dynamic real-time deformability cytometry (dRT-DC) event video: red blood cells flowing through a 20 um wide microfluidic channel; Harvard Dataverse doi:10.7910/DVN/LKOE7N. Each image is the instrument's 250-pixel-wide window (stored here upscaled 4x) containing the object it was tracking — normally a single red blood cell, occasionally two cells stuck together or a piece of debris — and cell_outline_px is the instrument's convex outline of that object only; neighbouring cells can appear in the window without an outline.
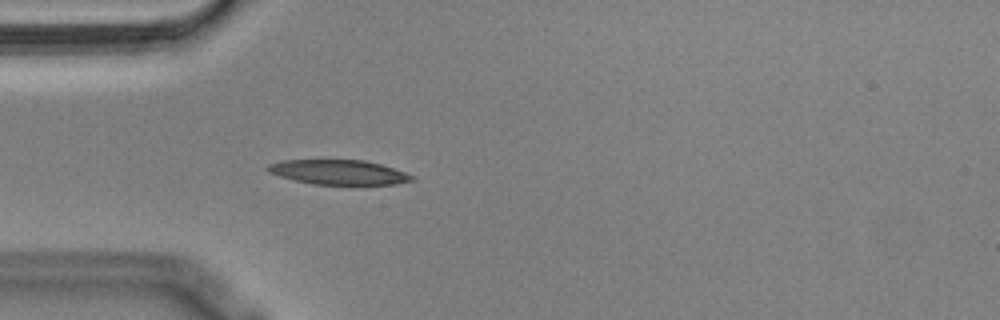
{"species": "Egyptian fruit bat (a non-hibernating species)", "species_latin": "Rousettus aegyptiacus", "temperature_condition": "cold", "stored_images_in_passage": 17, "camera_frame_rate_fps": 3000, "um_per_image_px": 0.085, "animal": {"sex": "male"}, "frame": {"image": 1, "passage_image": 15, "time_ms": 4.667, "image_size_px": [1000, 320], "cell_outline_px": [[416, 180], [396, 184], [312, 184], [280, 176], [268, 172], [264, 168], [268, 164], [280, 160], [364, 160], [380, 164], [416, 176]], "centroid_in_image_um": [28.77, 14.63], "position_along_channel_um": 56.2, "area_um2": 20.69}}